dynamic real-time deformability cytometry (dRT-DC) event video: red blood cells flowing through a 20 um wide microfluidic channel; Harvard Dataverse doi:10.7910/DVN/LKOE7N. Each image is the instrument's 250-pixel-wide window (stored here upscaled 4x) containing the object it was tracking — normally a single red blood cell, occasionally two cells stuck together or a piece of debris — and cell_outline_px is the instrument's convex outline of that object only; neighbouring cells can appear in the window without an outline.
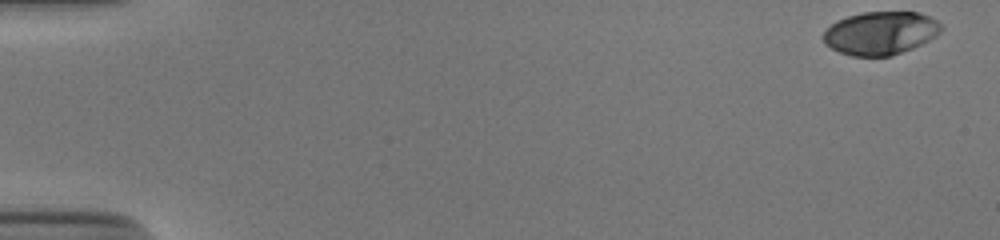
{"species": "human", "species_latin": "Homo sapiens", "temperature_condition": "cold", "stored_images_in_passage": 46, "camera_frame_rate_fps": 3000, "um_per_image_px": 0.085, "donor": {"sex": "male"}, "frame": {"image": 1, "passage_image": 1, "time_ms": 0.0, "image_size_px": [1000, 240], "cell_outline_px": [[944, 28], [936, 36], [912, 48], [892, 56], [852, 56], [840, 52], [824, 44], [820, 36], [836, 20], [848, 16], [864, 12], [920, 12], [944, 24]], "centroid_in_image_um": [74.84, 2.81], "position_along_channel_um": 10.2, "area_um2": 29.82}}
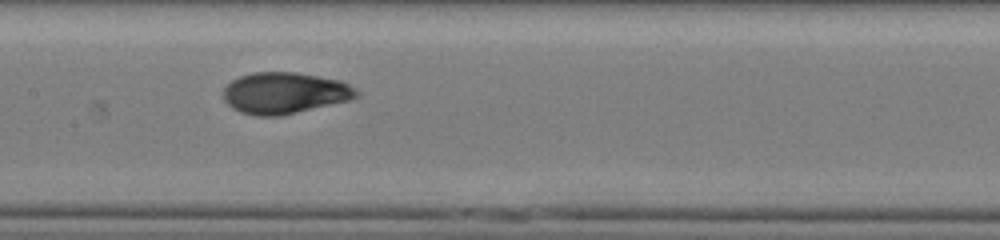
{"frame": {"image": 2, "passage_image": 27, "time_ms": 8.667, "image_size_px": [1000, 240], "cell_outline_px": [[360, 96], [348, 100], [280, 116], [256, 116], [240, 112], [232, 108], [224, 100], [224, 88], [232, 80], [240, 76], [252, 72], [296, 72], [340, 80], [356, 88], [360, 92]], "centroid_in_image_um": [24.19, 7.9], "position_along_channel_um": 183.2, "area_um2": 32.08}}
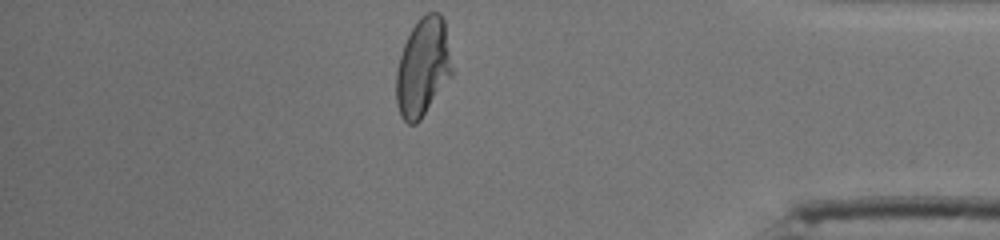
{"frame": {"image": 3, "passage_image": 46, "time_ms": 15.0, "image_size_px": [1000, 240], "cell_outline_px": [[452, 76], [420, 120], [416, 124], [408, 124], [400, 116], [396, 104], [396, 72], [400, 56], [404, 44], [412, 28], [420, 16], [428, 12], [440, 12], [444, 20], [452, 68]], "centroid_in_image_um": [35.93, 5.73], "position_along_channel_um": 399.3, "area_um2": 31.96}, "authors_computed_cell_mechanics": {"area_um2": 31.4432, "velocity_mm_per_s": 3.8738, "shape_relaxation_time_tau1_ms": 3.9092, "shape_relaxation_time_tau2_ms": 0.8893, "deformation_change_tau1": 0.204, "deformation_change_tau2": 0.0428}}